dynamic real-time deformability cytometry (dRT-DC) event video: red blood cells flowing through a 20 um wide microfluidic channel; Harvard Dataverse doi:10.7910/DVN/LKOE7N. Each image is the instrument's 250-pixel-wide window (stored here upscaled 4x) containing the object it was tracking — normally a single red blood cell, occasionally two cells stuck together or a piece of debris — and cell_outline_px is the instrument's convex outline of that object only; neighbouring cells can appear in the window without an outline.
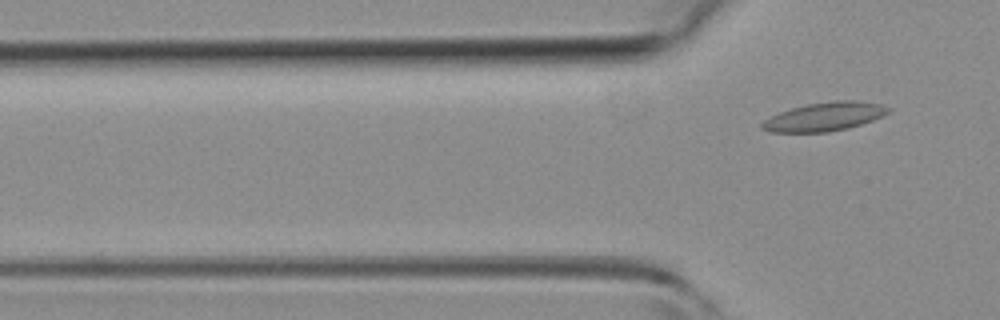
{"species": "common noctule bat (a hibernating species)", "species_latin": "Nyctalus noctula", "temperature_condition": "room temperature", "stored_images_in_passage": 5, "camera_frame_rate_fps": 3000, "um_per_image_px": 0.085, "animal": {"sex": "female", "body_mass_g": 19.3, "forearm_length_mm": 54.1}, "frame": {"image": 1, "passage_image": 5, "time_ms": 6.0, "image_size_px": [1000, 320], "cell_outline_px": [[892, 108], [888, 112], [872, 120], [848, 128], [828, 132], [772, 132], [760, 128], [760, 124], [764, 120], [780, 112], [792, 108], [808, 104], [836, 100], [856, 100], [880, 104]], "centroid_in_image_um": [70.07, 9.91], "position_along_channel_um": 55.7, "area_um2": 20.87}}